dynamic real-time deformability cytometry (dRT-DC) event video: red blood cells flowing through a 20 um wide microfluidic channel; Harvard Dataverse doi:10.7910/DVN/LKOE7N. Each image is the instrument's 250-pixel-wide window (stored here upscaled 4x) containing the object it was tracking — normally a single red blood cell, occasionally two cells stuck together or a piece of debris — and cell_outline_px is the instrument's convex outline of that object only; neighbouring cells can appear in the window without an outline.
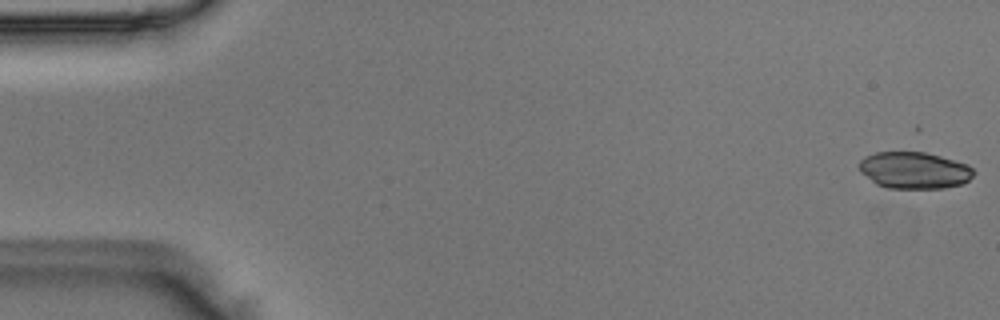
{"species": "Egyptian fruit bat (a non-hibernating species)", "species_latin": "Rousettus aegyptiacus", "temperature_condition": "room temperature", "stored_images_in_passage": 14, "camera_frame_rate_fps": 3000, "um_per_image_px": 0.085, "animal": {"sex": "male"}, "frame": {"image": 1, "passage_image": 1, "time_ms": 0.0, "image_size_px": [1000, 320], "cell_outline_px": [[976, 172], [968, 180], [960, 184], [944, 188], [888, 188], [876, 184], [860, 172], [860, 160], [864, 156], [876, 152], [916, 148], [968, 164]], "centroid_in_image_um": [77.7, 14.41], "position_along_channel_um": 7.3, "area_um2": 25.37}}
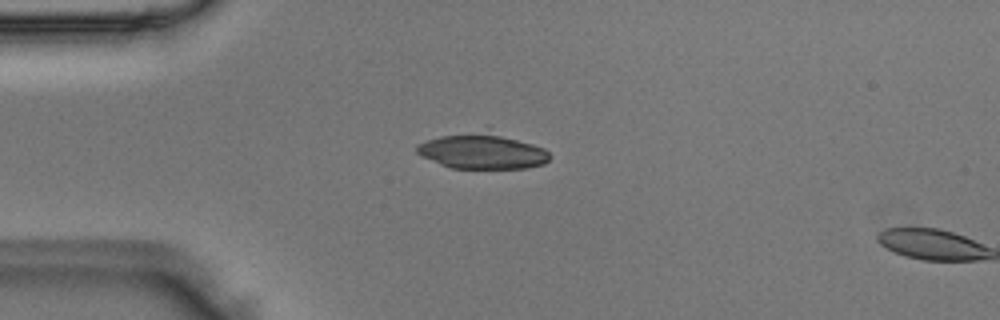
{"frame": {"image": 2, "passage_image": 13, "time_ms": 4.0, "image_size_px": [1000, 320], "cell_outline_px": [[548, 160], [544, 164], [528, 168], [452, 168], [440, 164], [416, 152], [416, 144], [440, 136], [488, 124], [544, 148], [548, 152]], "centroid_in_image_um": [41.05, 12.73], "position_along_channel_um": 43.9, "area_um2": 29.19}}